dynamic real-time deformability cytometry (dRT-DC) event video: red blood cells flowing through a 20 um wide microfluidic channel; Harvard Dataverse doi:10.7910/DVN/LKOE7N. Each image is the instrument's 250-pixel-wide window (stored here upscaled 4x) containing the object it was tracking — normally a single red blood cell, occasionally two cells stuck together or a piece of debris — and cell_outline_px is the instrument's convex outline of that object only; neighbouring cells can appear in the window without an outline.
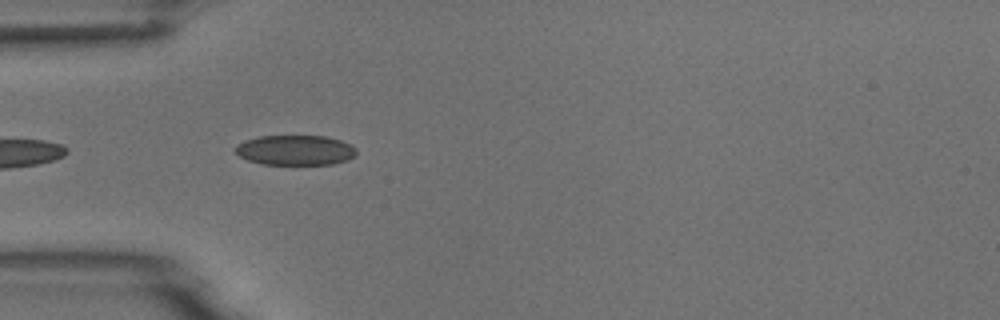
{"species": "common noctule bat (a hibernating species)", "species_latin": "Nyctalus noctula", "temperature_condition": "room temperature", "stored_images_in_passage": 8, "camera_frame_rate_fps": 3000, "um_per_image_px": 0.085, "animal": {"sex": "male", "body_mass_g": 18.8}, "frame": {"image": 1, "passage_image": 2, "time_ms": 0.333, "image_size_px": [1000, 320], "cell_outline_px": [[356, 156], [348, 160], [332, 164], [260, 164], [248, 160], [240, 156], [236, 152], [236, 144], [244, 140], [260, 136], [324, 136], [340, 140], [352, 144], [356, 148]], "centroid_in_image_um": [25.12, 12.76], "position_along_channel_um": 59.9, "area_um2": 21.27}}
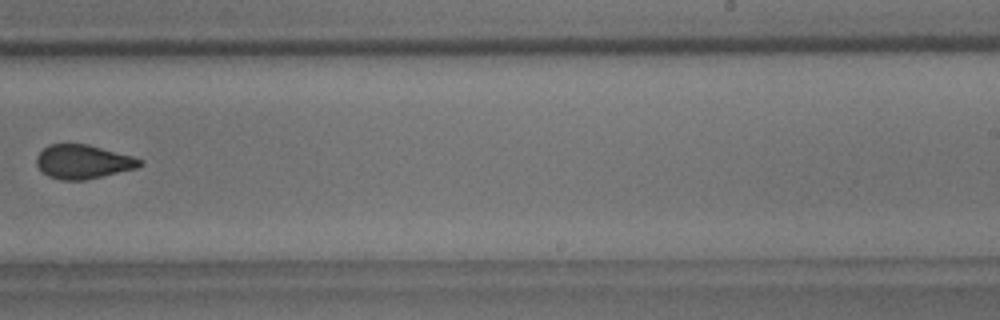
{"frame": {"image": 2, "passage_image": 7, "time_ms": 2.0, "image_size_px": [1000, 320], "cell_outline_px": [[144, 164], [136, 168], [84, 180], [60, 180], [48, 176], [36, 164], [36, 156], [48, 144], [88, 144], [132, 156], [144, 160]], "centroid_in_image_um": [7.06, 13.74], "position_along_channel_um": 281.9, "area_um2": 20.35}}
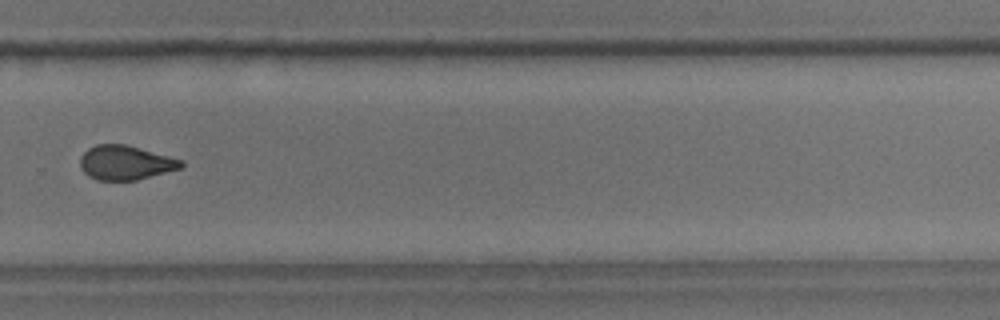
{"frame": {"image": 3, "passage_image": 8, "time_ms": 2.333, "image_size_px": [1000, 320], "cell_outline_px": [[184, 168], [136, 180], [96, 180], [88, 176], [80, 168], [80, 156], [88, 148], [96, 144], [124, 144], [184, 160]], "centroid_in_image_um": [10.67, 13.83], "position_along_channel_um": 319.1, "area_um2": 20.35}}